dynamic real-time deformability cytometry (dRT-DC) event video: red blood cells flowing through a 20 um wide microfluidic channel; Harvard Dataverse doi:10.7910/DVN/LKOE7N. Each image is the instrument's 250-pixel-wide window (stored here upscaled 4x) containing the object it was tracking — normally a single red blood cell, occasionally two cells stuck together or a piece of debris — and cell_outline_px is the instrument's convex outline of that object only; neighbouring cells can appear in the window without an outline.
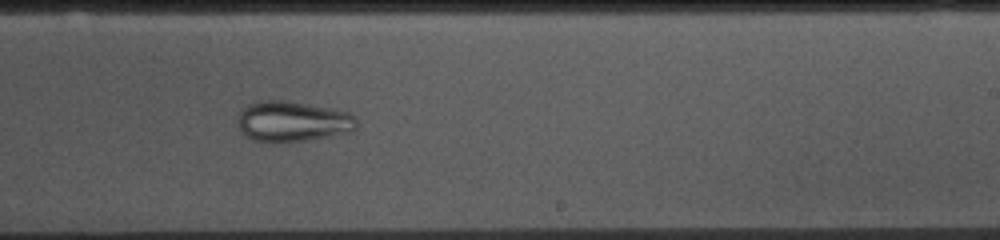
{"species": "common noctule bat (a hibernating species)", "species_latin": "Nyctalus noctula", "temperature_condition": "cold", "stored_images_in_passage": 54, "camera_frame_rate_fps": 3000, "um_per_image_px": 0.085, "animal": {"sex": "female", "body_mass_g": 10.0, "forearm_length_mm": 53.1}, "frame": {"image": 1, "passage_image": 32, "time_ms": 10.333, "image_size_px": [1000, 240], "cell_outline_px": [[356, 128], [348, 132], [328, 136], [304, 140], [276, 144], [272, 144], [252, 140], [244, 136], [240, 132], [240, 112], [248, 104], [260, 100], [280, 100], [328, 108], [348, 112], [356, 116]], "centroid_in_image_um": [24.83, 10.35], "position_along_channel_um": 264.2, "area_um2": 27.98}}
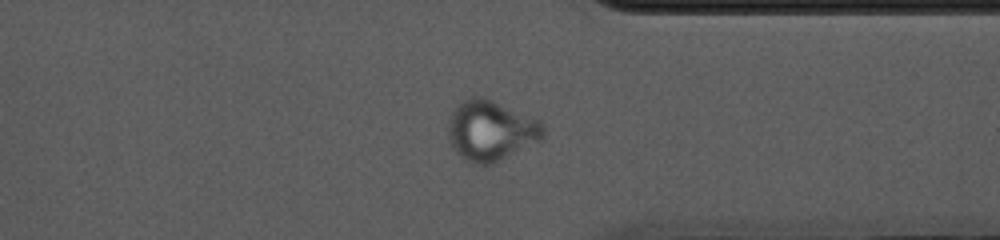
{"frame": {"image": 2, "passage_image": 41, "time_ms": 13.333, "image_size_px": [1000, 240], "cell_outline_px": [[544, 136], [540, 140], [492, 164], [476, 164], [464, 160], [452, 148], [448, 140], [448, 124], [452, 112], [464, 100], [472, 96], [480, 96], [492, 100], [540, 120], [544, 124]], "centroid_in_image_um": [41.71, 11.11], "position_along_channel_um": 369.7, "area_um2": 33.23}}
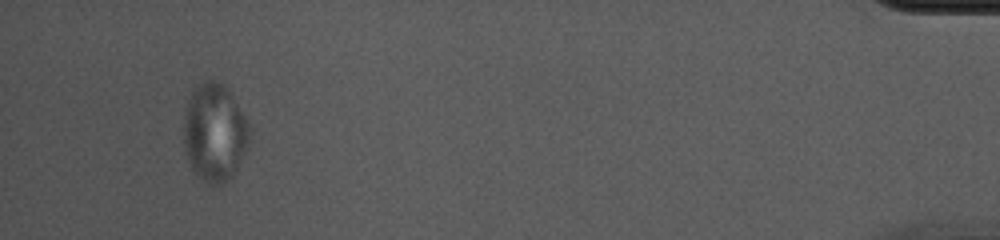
{"frame": {"image": 3, "passage_image": 51, "time_ms": 16.667, "image_size_px": [1000, 240], "cell_outline_px": [[252, 132], [244, 152], [232, 176], [228, 180], [216, 188], [208, 184], [192, 168], [188, 160], [184, 148], [184, 116], [188, 100], [192, 88], [208, 80], [220, 80], [228, 88], [248, 120]], "centroid_in_image_um": [18.25, 11.24], "position_along_channel_um": 417.0, "area_um2": 37.8}}